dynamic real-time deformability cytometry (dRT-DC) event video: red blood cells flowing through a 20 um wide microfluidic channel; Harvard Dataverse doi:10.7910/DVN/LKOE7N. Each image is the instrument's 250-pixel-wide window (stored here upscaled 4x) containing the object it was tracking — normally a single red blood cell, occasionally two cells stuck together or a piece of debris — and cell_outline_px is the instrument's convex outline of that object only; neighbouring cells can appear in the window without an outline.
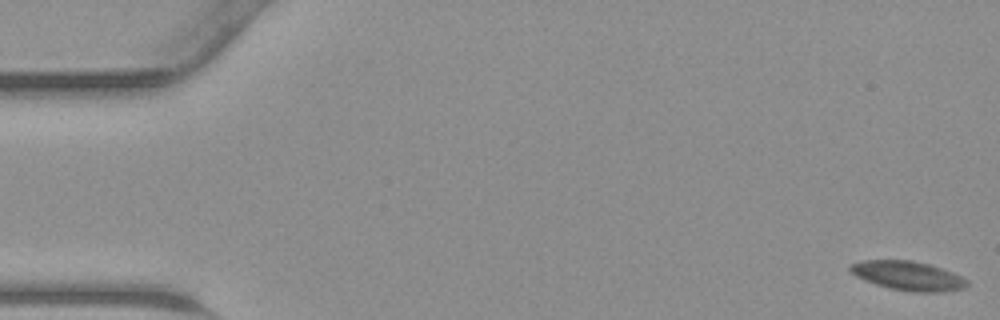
{"species": "common noctule bat (a hibernating species)", "species_latin": "Nyctalus noctula", "temperature_condition": "warm", "stored_images_in_passage": 47, "camera_frame_rate_fps": 3000, "um_per_image_px": 0.085, "animal": {"sex": "male", "body_mass_g": 23.1, "forearm_length_mm": 52.7}, "frame": {"image": 1, "passage_image": 1, "time_ms": 0.0, "image_size_px": [1000, 320], "cell_outline_px": [[968, 284], [960, 288], [940, 292], [912, 292], [892, 288], [876, 284], [864, 280], [856, 276], [848, 268], [852, 264], [864, 260], [912, 260], [928, 264], [952, 272], [968, 280]], "centroid_in_image_um": [77.16, 23.43], "position_along_channel_um": 7.8, "area_um2": 19.48}}
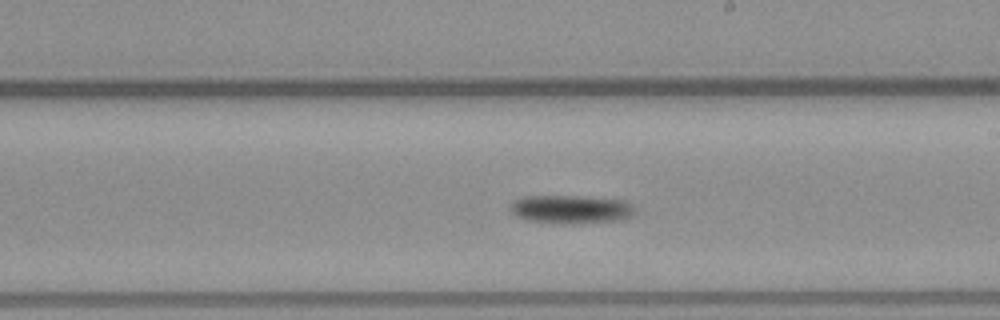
{"frame": {"image": 2, "passage_image": 27, "time_ms": 8.667, "image_size_px": [1000, 320], "cell_outline_px": [[636, 212], [632, 216], [620, 220], [580, 224], [560, 224], [524, 220], [516, 216], [512, 212], [512, 204], [520, 196], [580, 196], [624, 200], [636, 208]], "centroid_in_image_um": [48.56, 17.8], "position_along_channel_um": 240.4, "area_um2": 20.98}}
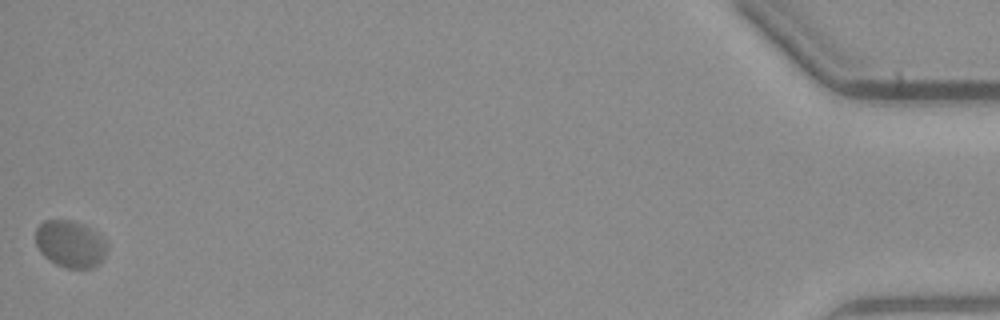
{"frame": {"image": 3, "passage_image": 47, "time_ms": 15.333, "image_size_px": [1000, 320], "cell_outline_px": [[108, 248], [100, 264], [92, 268], [64, 268], [56, 264], [44, 256], [40, 252], [36, 244], [36, 228], [44, 220], [72, 220], [88, 228], [100, 236], [108, 244]], "centroid_in_image_um": [5.97, 20.76], "position_along_channel_um": 429.2, "area_um2": 19.48}}